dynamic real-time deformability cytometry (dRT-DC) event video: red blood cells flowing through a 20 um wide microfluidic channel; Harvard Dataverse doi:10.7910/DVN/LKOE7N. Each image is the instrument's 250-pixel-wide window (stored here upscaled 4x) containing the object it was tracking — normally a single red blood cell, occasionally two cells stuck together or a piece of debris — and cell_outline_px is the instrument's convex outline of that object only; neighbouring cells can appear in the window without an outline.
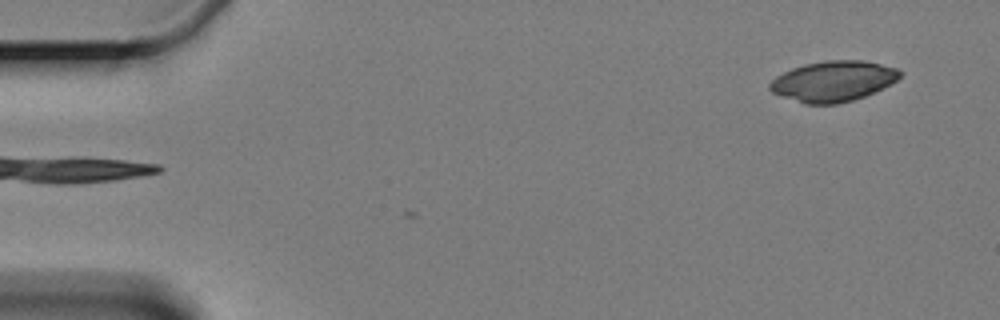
{"species": "Egyptian fruit bat (a non-hibernating species)", "species_latin": "Rousettus aegyptiacus", "temperature_condition": "cold", "stored_images_in_passage": 4, "camera_frame_rate_fps": 3000, "um_per_image_px": 0.085, "animal": {"sex": "female"}, "frame": {"image": 1, "passage_image": 4, "time_ms": 4.667, "image_size_px": [1000, 320], "cell_outline_px": [[904, 72], [892, 84], [864, 96], [852, 100], [836, 104], [804, 104], [772, 92], [768, 88], [768, 84], [776, 76], [792, 68], [804, 64], [828, 60], [864, 60], [896, 68]], "centroid_in_image_um": [70.82, 6.9], "position_along_channel_um": 14.2, "area_um2": 30.69}}